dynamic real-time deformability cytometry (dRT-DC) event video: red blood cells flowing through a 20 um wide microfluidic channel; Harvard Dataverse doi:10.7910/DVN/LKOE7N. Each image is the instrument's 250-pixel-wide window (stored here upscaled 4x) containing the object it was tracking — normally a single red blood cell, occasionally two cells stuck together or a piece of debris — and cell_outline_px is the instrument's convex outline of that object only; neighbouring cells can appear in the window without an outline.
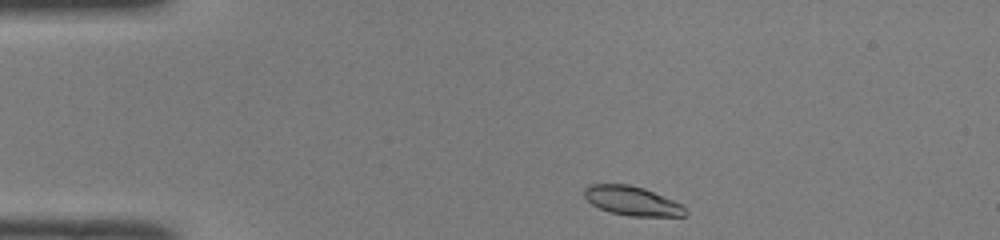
{"species": "common noctule bat (a hibernating species)", "species_latin": "Nyctalus noctula", "temperature_condition": "room temperature", "stored_images_in_passage": 42, "camera_frame_rate_fps": 3000, "um_per_image_px": 0.085, "animal": {"sex": "male", "body_mass_g": 19.0, "forearm_length_mm": 50.8}, "frame": {"image": 1, "passage_image": 1, "time_ms": 0.0, "image_size_px": [1000, 240], "cell_outline_px": [[688, 216], [628, 216], [612, 212], [600, 208], [592, 204], [584, 196], [584, 188], [588, 184], [628, 184], [644, 188], [684, 204], [688, 212]], "centroid_in_image_um": [53.78, 17.07], "position_along_channel_um": 31.2, "area_um2": 17.34}}
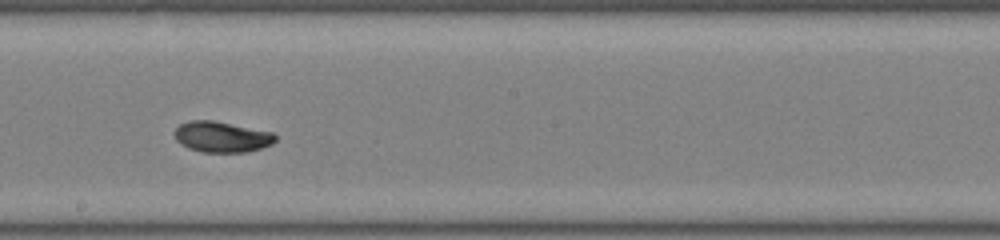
{"frame": {"image": 2, "passage_image": 20, "time_ms": 6.333, "image_size_px": [1000, 240], "cell_outline_px": [[276, 140], [272, 144], [248, 152], [200, 152], [188, 148], [180, 144], [176, 140], [172, 132], [180, 124], [192, 120], [212, 120], [272, 132], [276, 136]], "centroid_in_image_um": [18.81, 11.64], "position_along_channel_um": 229.4, "area_um2": 18.15}}
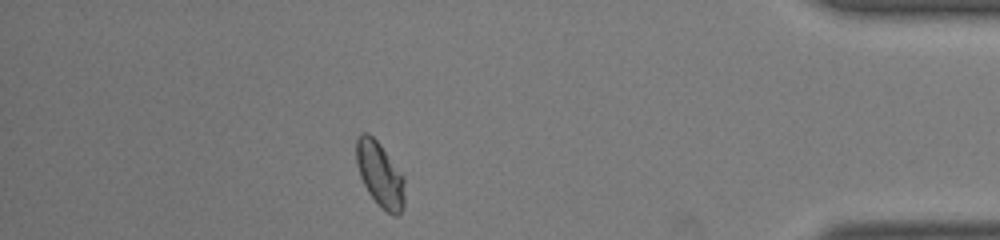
{"frame": {"image": 3, "passage_image": 36, "time_ms": 11.667, "image_size_px": [1000, 240], "cell_outline_px": [[404, 204], [400, 212], [396, 216], [392, 216], [368, 192], [360, 176], [356, 164], [356, 136], [360, 132], [368, 132], [380, 144], [404, 176]], "centroid_in_image_um": [32.28, 14.77], "position_along_channel_um": 402.9, "area_um2": 18.15}, "authors_computed_cell_mechanics": {"area_um2": 17.8891, "velocity_mm_per_s": 4.0091, "shape_relaxation_time_tau1_ms": 2.7187, "shape_relaxation_time_tau2_ms": 1.5716, "deformation_change_tau1": 0.1315, "deformation_change_tau2": 0.0374}}